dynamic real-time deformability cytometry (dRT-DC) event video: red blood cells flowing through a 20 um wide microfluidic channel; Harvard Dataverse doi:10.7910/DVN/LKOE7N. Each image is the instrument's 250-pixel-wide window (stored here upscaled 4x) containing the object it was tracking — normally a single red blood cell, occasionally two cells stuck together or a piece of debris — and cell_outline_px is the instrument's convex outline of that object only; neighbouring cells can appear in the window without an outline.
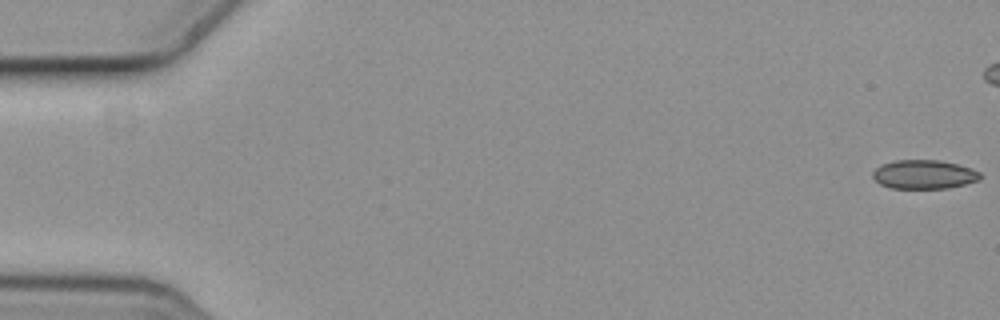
{"species": "common noctule bat (a hibernating species)", "species_latin": "Nyctalus noctula", "temperature_condition": "cold", "stored_images_in_passage": 7, "camera_frame_rate_fps": 3000, "um_per_image_px": 0.085, "animal": {"sex": "female", "body_mass_g": 19.3, "forearm_length_mm": 54.1}, "frame": {"image": 1, "passage_image": 1, "time_ms": 0.0, "image_size_px": [1000, 320], "cell_outline_px": [[980, 180], [964, 184], [944, 188], [892, 188], [880, 184], [872, 176], [872, 172], [876, 168], [884, 164], [896, 160], [940, 160], [972, 168], [980, 172]], "centroid_in_image_um": [78.54, 14.82], "position_along_channel_um": 6.5, "area_um2": 17.92}}